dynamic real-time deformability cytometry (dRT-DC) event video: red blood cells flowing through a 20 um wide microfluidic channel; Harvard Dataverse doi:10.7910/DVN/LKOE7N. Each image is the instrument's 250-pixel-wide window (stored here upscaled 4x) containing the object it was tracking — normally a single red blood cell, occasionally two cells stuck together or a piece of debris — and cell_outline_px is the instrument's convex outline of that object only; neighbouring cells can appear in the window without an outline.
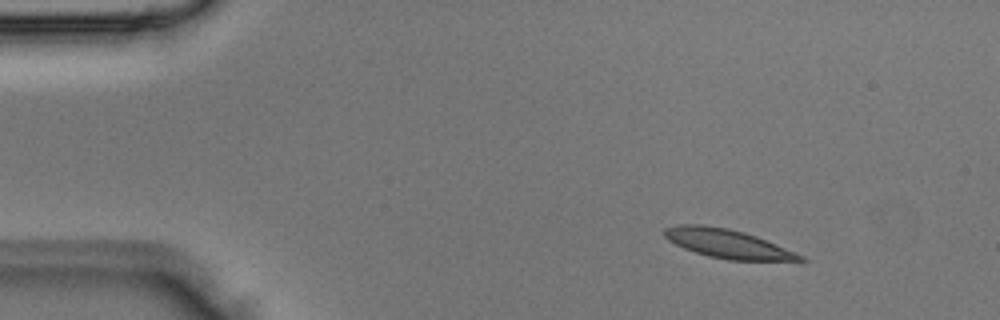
{"species": "Egyptian fruit bat (a non-hibernating species)", "species_latin": "Rousettus aegyptiacus", "temperature_condition": "room temperature", "stored_images_in_passage": 5, "camera_frame_rate_fps": 3000, "um_per_image_px": 0.085, "animal": {"sex": "male"}, "frame": {"image": 1, "passage_image": 1, "time_ms": 0.0, "image_size_px": [1000, 320], "cell_outline_px": [[808, 260], [728, 260], [708, 256], [684, 248], [668, 240], [664, 236], [664, 228], [680, 224], [704, 224], [728, 228], [744, 232], [756, 236], [776, 244], [804, 256]], "centroid_in_image_um": [61.8, 20.7], "position_along_channel_um": 23.2, "area_um2": 22.6}}
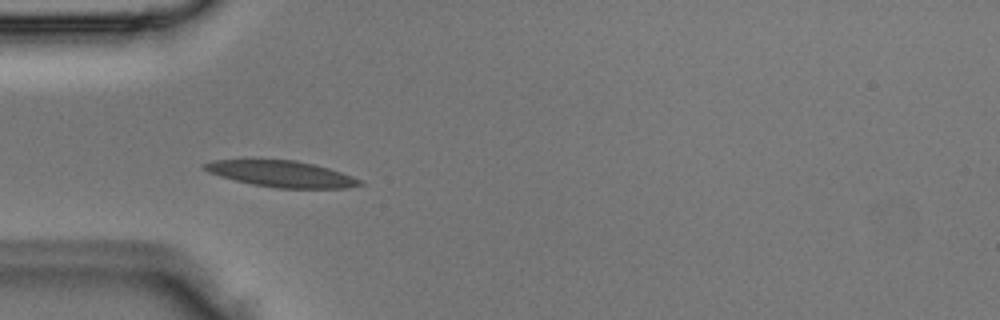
{"frame": {"image": 2, "passage_image": 3, "time_ms": 0.667, "image_size_px": [1000, 320], "cell_outline_px": [[364, 184], [348, 188], [276, 188], [252, 184], [220, 176], [208, 172], [200, 168], [200, 164], [212, 160], [296, 160], [328, 168], [364, 180]], "centroid_in_image_um": [23.91, 14.78], "position_along_channel_um": 61.1, "area_um2": 23.76}}
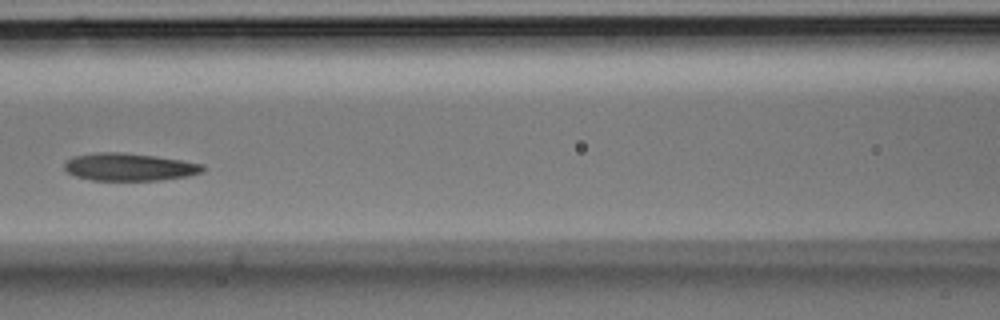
{"frame": {"image": 3, "passage_image": 5, "time_ms": 1.333, "image_size_px": [1000, 320], "cell_outline_px": [[208, 168], [204, 172], [188, 176], [160, 180], [92, 180], [76, 176], [68, 172], [64, 168], [64, 160], [72, 156], [96, 152], [124, 152], [156, 156], [204, 164]], "centroid_in_image_um": [11.0, 14.18], "position_along_channel_um": 155.6, "area_um2": 22.54}}